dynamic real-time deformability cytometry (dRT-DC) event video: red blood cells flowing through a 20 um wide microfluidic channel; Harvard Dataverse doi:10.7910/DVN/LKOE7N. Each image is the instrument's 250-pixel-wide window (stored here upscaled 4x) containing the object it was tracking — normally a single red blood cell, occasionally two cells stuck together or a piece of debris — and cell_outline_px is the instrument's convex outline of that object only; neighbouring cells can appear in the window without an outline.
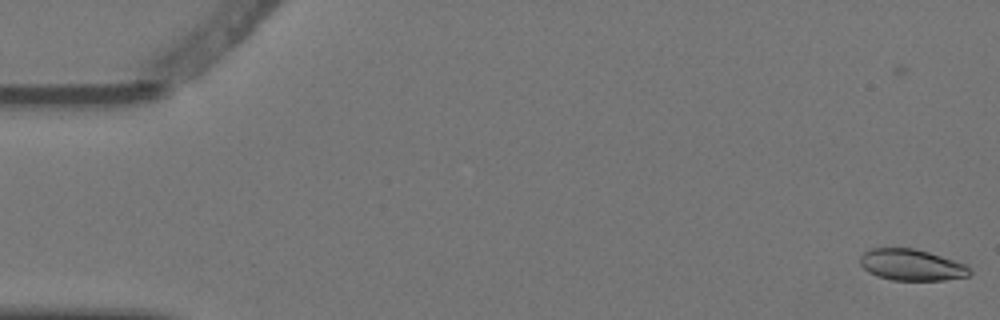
{"species": "Egyptian fruit bat (a non-hibernating species)", "species_latin": "Rousettus aegyptiacus", "temperature_condition": "warm", "stored_images_in_passage": 6, "camera_frame_rate_fps": 3000, "um_per_image_px": 0.085, "animal": {"sex": "female"}, "frame": {"image": 1, "passage_image": 2, "time_ms": 0.333, "image_size_px": [1000, 320], "cell_outline_px": [[972, 272], [968, 276], [944, 280], [892, 280], [876, 276], [868, 272], [860, 264], [860, 256], [864, 252], [872, 248], [912, 248], [928, 252], [968, 264], [972, 268]], "centroid_in_image_um": [77.51, 22.52], "position_along_channel_um": 7.5, "area_um2": 20.17}}
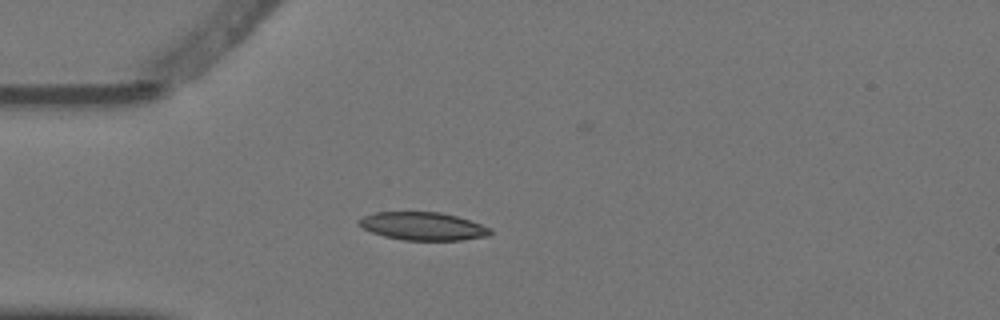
{"frame": {"image": 2, "passage_image": 6, "time_ms": 1.667, "image_size_px": [1000, 320], "cell_outline_px": [[492, 232], [488, 236], [460, 240], [404, 240], [384, 236], [372, 232], [364, 228], [356, 220], [364, 216], [376, 212], [440, 212], [456, 216], [492, 228]], "centroid_in_image_um": [35.96, 19.23], "position_along_channel_um": 49.0, "area_um2": 21.27}}